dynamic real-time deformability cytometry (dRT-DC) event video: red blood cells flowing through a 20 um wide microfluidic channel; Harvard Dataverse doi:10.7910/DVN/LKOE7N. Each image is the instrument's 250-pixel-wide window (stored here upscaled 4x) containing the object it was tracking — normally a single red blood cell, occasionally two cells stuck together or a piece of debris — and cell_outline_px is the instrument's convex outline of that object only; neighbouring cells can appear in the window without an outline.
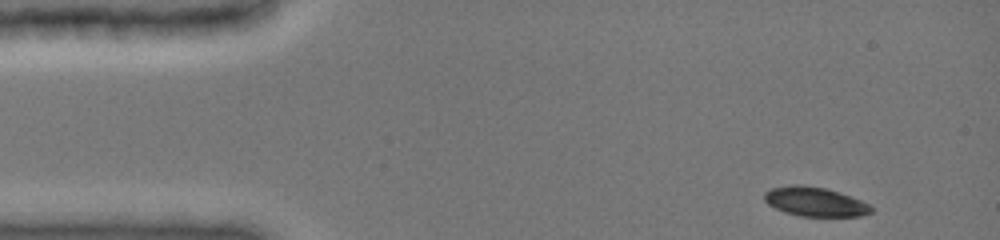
{"species": "common noctule bat (a hibernating species)", "species_latin": "Nyctalus noctula", "temperature_condition": "cold", "stored_images_in_passage": 52, "camera_frame_rate_fps": 3000, "um_per_image_px": 0.085, "animal": {"sex": "female", "body_mass_g": 19.0, "forearm_length_mm": 51.5}, "frame": {"image": 1, "passage_image": 1, "time_ms": 0.0, "image_size_px": [1000, 240], "cell_outline_px": [[872, 212], [860, 216], [800, 216], [784, 212], [768, 204], [764, 200], [764, 192], [772, 188], [792, 184], [800, 184], [824, 188], [840, 192], [860, 200], [868, 204], [872, 208]], "centroid_in_image_um": [69.25, 17.14], "position_along_channel_um": 15.8, "area_um2": 18.15}}
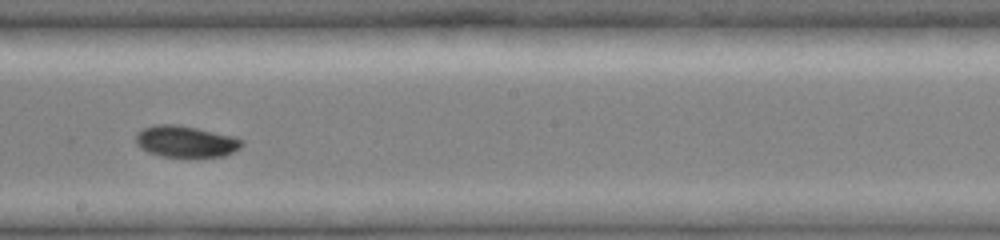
{"frame": {"image": 2, "passage_image": 30, "time_ms": 7.667, "image_size_px": [1000, 240], "cell_outline_px": [[244, 144], [240, 148], [224, 156], [192, 160], [160, 156], [148, 152], [140, 148], [136, 144], [136, 132], [152, 124], [176, 124], [236, 136], [244, 140]], "centroid_in_image_um": [15.81, 12.07], "position_along_channel_um": 232.4, "area_um2": 20.46}}
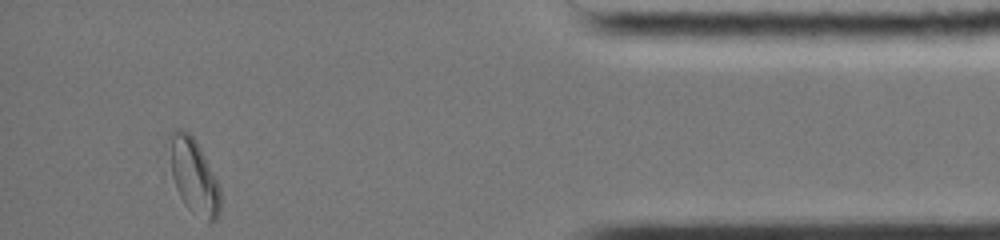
{"frame": {"image": 3, "passage_image": 52, "time_ms": 13.333, "image_size_px": [1000, 240], "cell_outline_px": [[220, 208], [216, 220], [208, 224], [188, 208], [184, 204], [176, 188], [172, 176], [168, 136], [176, 128], [188, 132], [196, 140], [220, 188]], "centroid_in_image_um": [16.46, 15.0], "position_along_channel_um": 418.7, "area_um2": 22.08}, "authors_computed_cell_mechanics": {"area_um2": 20.0566, "velocity_mm_per_s": 3.9581, "shape_relaxation_time_tau1_ms": 2.922, "shape_relaxation_time_tau2_ms": 9.5001, "deformation_change_tau1": 0.0889, "deformation_change_tau2": 0.0807}}